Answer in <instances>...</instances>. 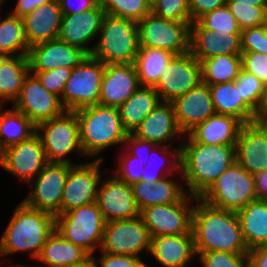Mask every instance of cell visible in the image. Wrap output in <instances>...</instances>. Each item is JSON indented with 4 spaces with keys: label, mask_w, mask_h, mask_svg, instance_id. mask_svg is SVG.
<instances>
[{
    "label": "cell",
    "mask_w": 267,
    "mask_h": 267,
    "mask_svg": "<svg viewBox=\"0 0 267 267\" xmlns=\"http://www.w3.org/2000/svg\"><path fill=\"white\" fill-rule=\"evenodd\" d=\"M242 69L256 76L267 86V54L259 52H241Z\"/></svg>",
    "instance_id": "49"
},
{
    "label": "cell",
    "mask_w": 267,
    "mask_h": 267,
    "mask_svg": "<svg viewBox=\"0 0 267 267\" xmlns=\"http://www.w3.org/2000/svg\"><path fill=\"white\" fill-rule=\"evenodd\" d=\"M89 254L65 239L56 229L48 237L37 259L44 267H72Z\"/></svg>",
    "instance_id": "33"
},
{
    "label": "cell",
    "mask_w": 267,
    "mask_h": 267,
    "mask_svg": "<svg viewBox=\"0 0 267 267\" xmlns=\"http://www.w3.org/2000/svg\"><path fill=\"white\" fill-rule=\"evenodd\" d=\"M167 178L156 183L141 180L131 185L140 212L150 206L179 202L187 194L183 185Z\"/></svg>",
    "instance_id": "29"
},
{
    "label": "cell",
    "mask_w": 267,
    "mask_h": 267,
    "mask_svg": "<svg viewBox=\"0 0 267 267\" xmlns=\"http://www.w3.org/2000/svg\"><path fill=\"white\" fill-rule=\"evenodd\" d=\"M3 151H4V149L2 148V145L0 143V162H1V159H2Z\"/></svg>",
    "instance_id": "61"
},
{
    "label": "cell",
    "mask_w": 267,
    "mask_h": 267,
    "mask_svg": "<svg viewBox=\"0 0 267 267\" xmlns=\"http://www.w3.org/2000/svg\"><path fill=\"white\" fill-rule=\"evenodd\" d=\"M197 21L205 29L213 32L241 33V29L236 22L235 17L226 4L206 13Z\"/></svg>",
    "instance_id": "42"
},
{
    "label": "cell",
    "mask_w": 267,
    "mask_h": 267,
    "mask_svg": "<svg viewBox=\"0 0 267 267\" xmlns=\"http://www.w3.org/2000/svg\"><path fill=\"white\" fill-rule=\"evenodd\" d=\"M133 134L142 140L166 146L173 144V138L178 141L179 137H185L177 124L172 103L162 101L143 119Z\"/></svg>",
    "instance_id": "25"
},
{
    "label": "cell",
    "mask_w": 267,
    "mask_h": 267,
    "mask_svg": "<svg viewBox=\"0 0 267 267\" xmlns=\"http://www.w3.org/2000/svg\"><path fill=\"white\" fill-rule=\"evenodd\" d=\"M36 133L42 140L48 162L74 165L67 155L75 152L85 156L80 144L79 121L74 111H65L56 118L41 122L36 126Z\"/></svg>",
    "instance_id": "8"
},
{
    "label": "cell",
    "mask_w": 267,
    "mask_h": 267,
    "mask_svg": "<svg viewBox=\"0 0 267 267\" xmlns=\"http://www.w3.org/2000/svg\"><path fill=\"white\" fill-rule=\"evenodd\" d=\"M151 237L143 219L105 222L103 240L99 251L110 254L140 257V253L150 252Z\"/></svg>",
    "instance_id": "11"
},
{
    "label": "cell",
    "mask_w": 267,
    "mask_h": 267,
    "mask_svg": "<svg viewBox=\"0 0 267 267\" xmlns=\"http://www.w3.org/2000/svg\"><path fill=\"white\" fill-rule=\"evenodd\" d=\"M241 30L264 25L267 18V7H255L238 2H226Z\"/></svg>",
    "instance_id": "43"
},
{
    "label": "cell",
    "mask_w": 267,
    "mask_h": 267,
    "mask_svg": "<svg viewBox=\"0 0 267 267\" xmlns=\"http://www.w3.org/2000/svg\"><path fill=\"white\" fill-rule=\"evenodd\" d=\"M191 231L196 252L248 253L235 211L212 207L196 197Z\"/></svg>",
    "instance_id": "1"
},
{
    "label": "cell",
    "mask_w": 267,
    "mask_h": 267,
    "mask_svg": "<svg viewBox=\"0 0 267 267\" xmlns=\"http://www.w3.org/2000/svg\"><path fill=\"white\" fill-rule=\"evenodd\" d=\"M235 81L236 86L240 87L243 101L259 116L265 101L267 86L243 69Z\"/></svg>",
    "instance_id": "41"
},
{
    "label": "cell",
    "mask_w": 267,
    "mask_h": 267,
    "mask_svg": "<svg viewBox=\"0 0 267 267\" xmlns=\"http://www.w3.org/2000/svg\"><path fill=\"white\" fill-rule=\"evenodd\" d=\"M189 13L192 22L197 21L200 17L208 12L213 11L226 4V0H188Z\"/></svg>",
    "instance_id": "52"
},
{
    "label": "cell",
    "mask_w": 267,
    "mask_h": 267,
    "mask_svg": "<svg viewBox=\"0 0 267 267\" xmlns=\"http://www.w3.org/2000/svg\"><path fill=\"white\" fill-rule=\"evenodd\" d=\"M201 80L208 85L232 82L242 69L241 54H224L199 60Z\"/></svg>",
    "instance_id": "36"
},
{
    "label": "cell",
    "mask_w": 267,
    "mask_h": 267,
    "mask_svg": "<svg viewBox=\"0 0 267 267\" xmlns=\"http://www.w3.org/2000/svg\"><path fill=\"white\" fill-rule=\"evenodd\" d=\"M0 106V143L5 149L20 143L36 133V126L21 112L12 107L2 111Z\"/></svg>",
    "instance_id": "37"
},
{
    "label": "cell",
    "mask_w": 267,
    "mask_h": 267,
    "mask_svg": "<svg viewBox=\"0 0 267 267\" xmlns=\"http://www.w3.org/2000/svg\"><path fill=\"white\" fill-rule=\"evenodd\" d=\"M235 159L252 175L267 170V121L257 120L241 126Z\"/></svg>",
    "instance_id": "19"
},
{
    "label": "cell",
    "mask_w": 267,
    "mask_h": 267,
    "mask_svg": "<svg viewBox=\"0 0 267 267\" xmlns=\"http://www.w3.org/2000/svg\"><path fill=\"white\" fill-rule=\"evenodd\" d=\"M159 148V150H157V148L154 146L151 149V153L149 155V159L147 160L146 165L144 166V170L141 176V180L145 181V182H154L156 183L157 181L170 176L171 174H173V172L177 171L181 172V143L176 146L175 148L172 149L171 146H166V145H157ZM170 147V148H169ZM156 151V152H155ZM159 151V152H157ZM157 154V160H154V155ZM163 153V154H162ZM160 154V155H159ZM163 155V157H162ZM153 156V157H152ZM166 156H168L172 163H170ZM171 156V157H170ZM163 159L161 160L160 159ZM165 157V158H164ZM156 159V158H155ZM167 160V162H165L166 164L169 163L168 165H170L171 167H167L166 170H163L164 167H166L167 165L164 163L165 160ZM162 161V163H158V161ZM155 161V162H154ZM159 161V162H160ZM154 163V164H153ZM164 163V164H163ZM157 164V165H156ZM162 164V165H161ZM159 165V166H158ZM165 165V166H164ZM163 166V167H162ZM163 168V169H162ZM163 170V171H162ZM167 173H165V172ZM169 171V172H168ZM164 172V173H163Z\"/></svg>",
    "instance_id": "39"
},
{
    "label": "cell",
    "mask_w": 267,
    "mask_h": 267,
    "mask_svg": "<svg viewBox=\"0 0 267 267\" xmlns=\"http://www.w3.org/2000/svg\"><path fill=\"white\" fill-rule=\"evenodd\" d=\"M92 56L104 64L134 63L139 50L137 22L105 14Z\"/></svg>",
    "instance_id": "5"
},
{
    "label": "cell",
    "mask_w": 267,
    "mask_h": 267,
    "mask_svg": "<svg viewBox=\"0 0 267 267\" xmlns=\"http://www.w3.org/2000/svg\"><path fill=\"white\" fill-rule=\"evenodd\" d=\"M50 1L52 0H18L16 3V7L11 11L10 14L22 18L32 12L37 7Z\"/></svg>",
    "instance_id": "54"
},
{
    "label": "cell",
    "mask_w": 267,
    "mask_h": 267,
    "mask_svg": "<svg viewBox=\"0 0 267 267\" xmlns=\"http://www.w3.org/2000/svg\"><path fill=\"white\" fill-rule=\"evenodd\" d=\"M161 102L154 87L139 86L138 89L118 107L123 127L129 133L140 126L143 119Z\"/></svg>",
    "instance_id": "32"
},
{
    "label": "cell",
    "mask_w": 267,
    "mask_h": 267,
    "mask_svg": "<svg viewBox=\"0 0 267 267\" xmlns=\"http://www.w3.org/2000/svg\"><path fill=\"white\" fill-rule=\"evenodd\" d=\"M139 86L134 63L105 64L99 104L118 108L127 101Z\"/></svg>",
    "instance_id": "22"
},
{
    "label": "cell",
    "mask_w": 267,
    "mask_h": 267,
    "mask_svg": "<svg viewBox=\"0 0 267 267\" xmlns=\"http://www.w3.org/2000/svg\"><path fill=\"white\" fill-rule=\"evenodd\" d=\"M226 2H238L239 4H249L255 7H267V0H226Z\"/></svg>",
    "instance_id": "57"
},
{
    "label": "cell",
    "mask_w": 267,
    "mask_h": 267,
    "mask_svg": "<svg viewBox=\"0 0 267 267\" xmlns=\"http://www.w3.org/2000/svg\"><path fill=\"white\" fill-rule=\"evenodd\" d=\"M58 1L63 15H72L88 11L90 9H93L99 3V0H79L75 3L73 2L75 0H58Z\"/></svg>",
    "instance_id": "53"
},
{
    "label": "cell",
    "mask_w": 267,
    "mask_h": 267,
    "mask_svg": "<svg viewBox=\"0 0 267 267\" xmlns=\"http://www.w3.org/2000/svg\"><path fill=\"white\" fill-rule=\"evenodd\" d=\"M195 201L196 197L187 193L179 202L144 208L140 212V217L150 237L188 233L191 230V203Z\"/></svg>",
    "instance_id": "12"
},
{
    "label": "cell",
    "mask_w": 267,
    "mask_h": 267,
    "mask_svg": "<svg viewBox=\"0 0 267 267\" xmlns=\"http://www.w3.org/2000/svg\"><path fill=\"white\" fill-rule=\"evenodd\" d=\"M248 267H267V246L248 251Z\"/></svg>",
    "instance_id": "55"
},
{
    "label": "cell",
    "mask_w": 267,
    "mask_h": 267,
    "mask_svg": "<svg viewBox=\"0 0 267 267\" xmlns=\"http://www.w3.org/2000/svg\"><path fill=\"white\" fill-rule=\"evenodd\" d=\"M163 267H186L197 255L192 231L151 238L150 252Z\"/></svg>",
    "instance_id": "26"
},
{
    "label": "cell",
    "mask_w": 267,
    "mask_h": 267,
    "mask_svg": "<svg viewBox=\"0 0 267 267\" xmlns=\"http://www.w3.org/2000/svg\"><path fill=\"white\" fill-rule=\"evenodd\" d=\"M124 145L127 146V148L125 150H127L131 155L138 157V159H140L141 161L144 162V165H146L147 160L149 159V155L151 153L150 148L152 149L154 146L157 147V145L155 143L150 142V141H146V140H142V139L138 138L137 136H135L133 133L128 134V136L126 137V140L124 142ZM128 147H129V149H128Z\"/></svg>",
    "instance_id": "51"
},
{
    "label": "cell",
    "mask_w": 267,
    "mask_h": 267,
    "mask_svg": "<svg viewBox=\"0 0 267 267\" xmlns=\"http://www.w3.org/2000/svg\"><path fill=\"white\" fill-rule=\"evenodd\" d=\"M191 23L163 19L151 12L137 22L139 46L164 49L175 55L188 53Z\"/></svg>",
    "instance_id": "10"
},
{
    "label": "cell",
    "mask_w": 267,
    "mask_h": 267,
    "mask_svg": "<svg viewBox=\"0 0 267 267\" xmlns=\"http://www.w3.org/2000/svg\"><path fill=\"white\" fill-rule=\"evenodd\" d=\"M242 125L235 117L215 113L189 130L185 140L200 144L236 145Z\"/></svg>",
    "instance_id": "28"
},
{
    "label": "cell",
    "mask_w": 267,
    "mask_h": 267,
    "mask_svg": "<svg viewBox=\"0 0 267 267\" xmlns=\"http://www.w3.org/2000/svg\"><path fill=\"white\" fill-rule=\"evenodd\" d=\"M181 172L186 192L200 198L235 159V145L181 140Z\"/></svg>",
    "instance_id": "2"
},
{
    "label": "cell",
    "mask_w": 267,
    "mask_h": 267,
    "mask_svg": "<svg viewBox=\"0 0 267 267\" xmlns=\"http://www.w3.org/2000/svg\"><path fill=\"white\" fill-rule=\"evenodd\" d=\"M241 33L213 32L198 21L190 27V52L199 61L224 54H241Z\"/></svg>",
    "instance_id": "24"
},
{
    "label": "cell",
    "mask_w": 267,
    "mask_h": 267,
    "mask_svg": "<svg viewBox=\"0 0 267 267\" xmlns=\"http://www.w3.org/2000/svg\"><path fill=\"white\" fill-rule=\"evenodd\" d=\"M241 52L267 54V32L264 25L241 30Z\"/></svg>",
    "instance_id": "48"
},
{
    "label": "cell",
    "mask_w": 267,
    "mask_h": 267,
    "mask_svg": "<svg viewBox=\"0 0 267 267\" xmlns=\"http://www.w3.org/2000/svg\"><path fill=\"white\" fill-rule=\"evenodd\" d=\"M175 56L168 50L139 46L134 66L140 86L155 87L164 68Z\"/></svg>",
    "instance_id": "35"
},
{
    "label": "cell",
    "mask_w": 267,
    "mask_h": 267,
    "mask_svg": "<svg viewBox=\"0 0 267 267\" xmlns=\"http://www.w3.org/2000/svg\"><path fill=\"white\" fill-rule=\"evenodd\" d=\"M99 184L96 203L105 222L140 216L131 185L119 180L115 175Z\"/></svg>",
    "instance_id": "18"
},
{
    "label": "cell",
    "mask_w": 267,
    "mask_h": 267,
    "mask_svg": "<svg viewBox=\"0 0 267 267\" xmlns=\"http://www.w3.org/2000/svg\"><path fill=\"white\" fill-rule=\"evenodd\" d=\"M103 160V157H98L94 161L69 167L63 189L61 214L96 202L99 181L102 177L100 165Z\"/></svg>",
    "instance_id": "14"
},
{
    "label": "cell",
    "mask_w": 267,
    "mask_h": 267,
    "mask_svg": "<svg viewBox=\"0 0 267 267\" xmlns=\"http://www.w3.org/2000/svg\"><path fill=\"white\" fill-rule=\"evenodd\" d=\"M124 155L121 153L119 156V163L117 169L112 171L115 176L126 184L132 185L133 183L141 181V176L144 170V162L138 157L131 155L124 149Z\"/></svg>",
    "instance_id": "46"
},
{
    "label": "cell",
    "mask_w": 267,
    "mask_h": 267,
    "mask_svg": "<svg viewBox=\"0 0 267 267\" xmlns=\"http://www.w3.org/2000/svg\"><path fill=\"white\" fill-rule=\"evenodd\" d=\"M104 15V9L99 3L88 11L63 15L58 39L91 55L95 46L88 47V45L99 36Z\"/></svg>",
    "instance_id": "21"
},
{
    "label": "cell",
    "mask_w": 267,
    "mask_h": 267,
    "mask_svg": "<svg viewBox=\"0 0 267 267\" xmlns=\"http://www.w3.org/2000/svg\"><path fill=\"white\" fill-rule=\"evenodd\" d=\"M6 0H0V8L3 6V4H5L6 2H5ZM1 10V9H0Z\"/></svg>",
    "instance_id": "62"
},
{
    "label": "cell",
    "mask_w": 267,
    "mask_h": 267,
    "mask_svg": "<svg viewBox=\"0 0 267 267\" xmlns=\"http://www.w3.org/2000/svg\"><path fill=\"white\" fill-rule=\"evenodd\" d=\"M203 267H248V253L196 252Z\"/></svg>",
    "instance_id": "45"
},
{
    "label": "cell",
    "mask_w": 267,
    "mask_h": 267,
    "mask_svg": "<svg viewBox=\"0 0 267 267\" xmlns=\"http://www.w3.org/2000/svg\"><path fill=\"white\" fill-rule=\"evenodd\" d=\"M215 112L237 118L242 124L259 120L258 115L243 101L236 81L209 85Z\"/></svg>",
    "instance_id": "30"
},
{
    "label": "cell",
    "mask_w": 267,
    "mask_h": 267,
    "mask_svg": "<svg viewBox=\"0 0 267 267\" xmlns=\"http://www.w3.org/2000/svg\"><path fill=\"white\" fill-rule=\"evenodd\" d=\"M54 231L55 216L22 201L1 235L0 256L29 251L30 257L37 260L43 245Z\"/></svg>",
    "instance_id": "3"
},
{
    "label": "cell",
    "mask_w": 267,
    "mask_h": 267,
    "mask_svg": "<svg viewBox=\"0 0 267 267\" xmlns=\"http://www.w3.org/2000/svg\"><path fill=\"white\" fill-rule=\"evenodd\" d=\"M151 12L163 19L192 22L188 0H153Z\"/></svg>",
    "instance_id": "44"
},
{
    "label": "cell",
    "mask_w": 267,
    "mask_h": 267,
    "mask_svg": "<svg viewBox=\"0 0 267 267\" xmlns=\"http://www.w3.org/2000/svg\"><path fill=\"white\" fill-rule=\"evenodd\" d=\"M40 136L35 133L27 140L4 149L0 166L29 183L48 164Z\"/></svg>",
    "instance_id": "17"
},
{
    "label": "cell",
    "mask_w": 267,
    "mask_h": 267,
    "mask_svg": "<svg viewBox=\"0 0 267 267\" xmlns=\"http://www.w3.org/2000/svg\"><path fill=\"white\" fill-rule=\"evenodd\" d=\"M63 14L59 1L52 0L22 17L29 46L58 38Z\"/></svg>",
    "instance_id": "27"
},
{
    "label": "cell",
    "mask_w": 267,
    "mask_h": 267,
    "mask_svg": "<svg viewBox=\"0 0 267 267\" xmlns=\"http://www.w3.org/2000/svg\"><path fill=\"white\" fill-rule=\"evenodd\" d=\"M200 199L212 207L237 212L256 200L254 177L235 161Z\"/></svg>",
    "instance_id": "7"
},
{
    "label": "cell",
    "mask_w": 267,
    "mask_h": 267,
    "mask_svg": "<svg viewBox=\"0 0 267 267\" xmlns=\"http://www.w3.org/2000/svg\"><path fill=\"white\" fill-rule=\"evenodd\" d=\"M236 213L248 250L267 246V201L256 199Z\"/></svg>",
    "instance_id": "31"
},
{
    "label": "cell",
    "mask_w": 267,
    "mask_h": 267,
    "mask_svg": "<svg viewBox=\"0 0 267 267\" xmlns=\"http://www.w3.org/2000/svg\"><path fill=\"white\" fill-rule=\"evenodd\" d=\"M104 226L105 221L96 202L55 217V229L89 255H94L96 248L100 250Z\"/></svg>",
    "instance_id": "6"
},
{
    "label": "cell",
    "mask_w": 267,
    "mask_h": 267,
    "mask_svg": "<svg viewBox=\"0 0 267 267\" xmlns=\"http://www.w3.org/2000/svg\"><path fill=\"white\" fill-rule=\"evenodd\" d=\"M71 71L70 68L59 67L48 71H30V73L38 78L43 87L61 100L65 83L71 75Z\"/></svg>",
    "instance_id": "47"
},
{
    "label": "cell",
    "mask_w": 267,
    "mask_h": 267,
    "mask_svg": "<svg viewBox=\"0 0 267 267\" xmlns=\"http://www.w3.org/2000/svg\"><path fill=\"white\" fill-rule=\"evenodd\" d=\"M13 108L23 113L35 126L66 111L60 98L43 87L38 78L30 72L23 81Z\"/></svg>",
    "instance_id": "15"
},
{
    "label": "cell",
    "mask_w": 267,
    "mask_h": 267,
    "mask_svg": "<svg viewBox=\"0 0 267 267\" xmlns=\"http://www.w3.org/2000/svg\"><path fill=\"white\" fill-rule=\"evenodd\" d=\"M257 200L267 201V170L253 175Z\"/></svg>",
    "instance_id": "56"
},
{
    "label": "cell",
    "mask_w": 267,
    "mask_h": 267,
    "mask_svg": "<svg viewBox=\"0 0 267 267\" xmlns=\"http://www.w3.org/2000/svg\"><path fill=\"white\" fill-rule=\"evenodd\" d=\"M95 257L96 256L89 255L82 262H79V263L75 264L72 267H99V265L97 264V261H96Z\"/></svg>",
    "instance_id": "58"
},
{
    "label": "cell",
    "mask_w": 267,
    "mask_h": 267,
    "mask_svg": "<svg viewBox=\"0 0 267 267\" xmlns=\"http://www.w3.org/2000/svg\"><path fill=\"white\" fill-rule=\"evenodd\" d=\"M100 252L99 267H148L139 257Z\"/></svg>",
    "instance_id": "50"
},
{
    "label": "cell",
    "mask_w": 267,
    "mask_h": 267,
    "mask_svg": "<svg viewBox=\"0 0 267 267\" xmlns=\"http://www.w3.org/2000/svg\"><path fill=\"white\" fill-rule=\"evenodd\" d=\"M104 69L105 64L92 55L72 68L61 95V103L66 111L99 104Z\"/></svg>",
    "instance_id": "9"
},
{
    "label": "cell",
    "mask_w": 267,
    "mask_h": 267,
    "mask_svg": "<svg viewBox=\"0 0 267 267\" xmlns=\"http://www.w3.org/2000/svg\"><path fill=\"white\" fill-rule=\"evenodd\" d=\"M9 267H43V266H28V265H9Z\"/></svg>",
    "instance_id": "60"
},
{
    "label": "cell",
    "mask_w": 267,
    "mask_h": 267,
    "mask_svg": "<svg viewBox=\"0 0 267 267\" xmlns=\"http://www.w3.org/2000/svg\"><path fill=\"white\" fill-rule=\"evenodd\" d=\"M70 166L69 163L49 162L29 182L34 187L27 198L22 201L32 208L55 217L60 215L64 184Z\"/></svg>",
    "instance_id": "13"
},
{
    "label": "cell",
    "mask_w": 267,
    "mask_h": 267,
    "mask_svg": "<svg viewBox=\"0 0 267 267\" xmlns=\"http://www.w3.org/2000/svg\"><path fill=\"white\" fill-rule=\"evenodd\" d=\"M29 72L27 55L0 58V106H3L6 100L14 103Z\"/></svg>",
    "instance_id": "34"
},
{
    "label": "cell",
    "mask_w": 267,
    "mask_h": 267,
    "mask_svg": "<svg viewBox=\"0 0 267 267\" xmlns=\"http://www.w3.org/2000/svg\"><path fill=\"white\" fill-rule=\"evenodd\" d=\"M29 48L22 18L9 13L0 21V58L28 55Z\"/></svg>",
    "instance_id": "38"
},
{
    "label": "cell",
    "mask_w": 267,
    "mask_h": 267,
    "mask_svg": "<svg viewBox=\"0 0 267 267\" xmlns=\"http://www.w3.org/2000/svg\"><path fill=\"white\" fill-rule=\"evenodd\" d=\"M259 120L267 121V88H266V97L264 104L261 108L260 115L258 116Z\"/></svg>",
    "instance_id": "59"
},
{
    "label": "cell",
    "mask_w": 267,
    "mask_h": 267,
    "mask_svg": "<svg viewBox=\"0 0 267 267\" xmlns=\"http://www.w3.org/2000/svg\"><path fill=\"white\" fill-rule=\"evenodd\" d=\"M79 121L80 144L85 157H94L110 146L123 145L128 132L117 107L100 104L74 111Z\"/></svg>",
    "instance_id": "4"
},
{
    "label": "cell",
    "mask_w": 267,
    "mask_h": 267,
    "mask_svg": "<svg viewBox=\"0 0 267 267\" xmlns=\"http://www.w3.org/2000/svg\"><path fill=\"white\" fill-rule=\"evenodd\" d=\"M264 26H265V29H266V32H267V18H266V21L264 23Z\"/></svg>",
    "instance_id": "63"
},
{
    "label": "cell",
    "mask_w": 267,
    "mask_h": 267,
    "mask_svg": "<svg viewBox=\"0 0 267 267\" xmlns=\"http://www.w3.org/2000/svg\"><path fill=\"white\" fill-rule=\"evenodd\" d=\"M105 14L138 22L151 13L150 0H99Z\"/></svg>",
    "instance_id": "40"
},
{
    "label": "cell",
    "mask_w": 267,
    "mask_h": 267,
    "mask_svg": "<svg viewBox=\"0 0 267 267\" xmlns=\"http://www.w3.org/2000/svg\"><path fill=\"white\" fill-rule=\"evenodd\" d=\"M201 64L191 52L176 55L154 87L162 102H172L201 82Z\"/></svg>",
    "instance_id": "16"
},
{
    "label": "cell",
    "mask_w": 267,
    "mask_h": 267,
    "mask_svg": "<svg viewBox=\"0 0 267 267\" xmlns=\"http://www.w3.org/2000/svg\"><path fill=\"white\" fill-rule=\"evenodd\" d=\"M27 56L30 71H48L59 67L72 69L88 54L57 38L30 46Z\"/></svg>",
    "instance_id": "20"
},
{
    "label": "cell",
    "mask_w": 267,
    "mask_h": 267,
    "mask_svg": "<svg viewBox=\"0 0 267 267\" xmlns=\"http://www.w3.org/2000/svg\"><path fill=\"white\" fill-rule=\"evenodd\" d=\"M171 103L177 124L184 134L216 113L209 85L202 81Z\"/></svg>",
    "instance_id": "23"
}]
</instances>
